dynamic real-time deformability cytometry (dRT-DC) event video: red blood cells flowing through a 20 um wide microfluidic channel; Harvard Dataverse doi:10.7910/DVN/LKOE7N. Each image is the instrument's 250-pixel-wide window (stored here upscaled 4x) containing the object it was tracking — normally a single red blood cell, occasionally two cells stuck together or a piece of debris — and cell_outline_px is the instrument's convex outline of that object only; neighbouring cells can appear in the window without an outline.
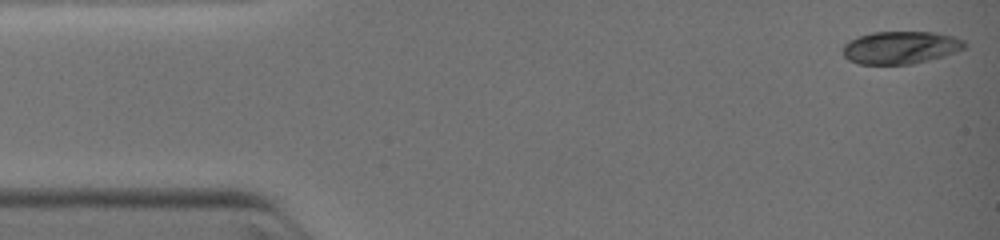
{"species": "common noctule bat (a hibernating species)", "species_latin": "Nyctalus noctula", "temperature_condition": "warm", "stored_images_in_passage": 44, "camera_frame_rate_fps": 3000, "um_per_image_px": 0.085, "animal": {"sex": "female", "body_mass_g": 19.0, "forearm_length_mm": 51.5}, "frame": {"image": 1, "passage_image": 1, "time_ms": 0.0, "image_size_px": [1000, 240], "cell_outline_px": [[968, 44], [964, 48], [956, 52], [944, 56], [912, 64], [860, 64], [848, 60], [844, 56], [840, 48], [848, 40], [872, 32], [932, 32], [952, 36], [964, 40]], "centroid_in_image_um": [76.52, 4.04], "position_along_channel_um": 8.5, "area_um2": 23.29}}
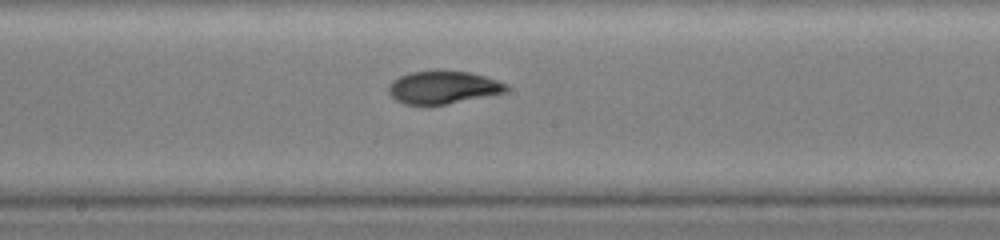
{"frame": {"image": 2, "passage_image": 24, "time_ms": 6.333, "image_size_px": [1000, 240], "cell_outline_px": [[508, 92], [428, 108], [404, 104], [396, 100], [388, 92], [388, 88], [392, 80], [408, 72], [436, 68], [440, 68], [468, 72], [484, 76], [508, 84]], "centroid_in_image_um": [37.62, 7.43], "position_along_channel_um": 210.6, "area_um2": 23.7}}
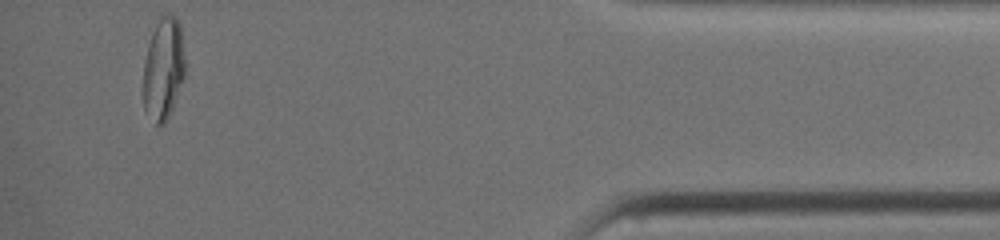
{"frame": {"image": 3, "passage_image": 44, "time_ms": 11.667, "image_size_px": [1000, 240], "cell_outline_px": [[184, 76], [172, 108], [164, 124], [156, 124], [144, 108], [144, 60], [148, 44], [152, 32], [160, 16], [164, 12], [176, 16], [180, 24], [184, 56]], "centroid_in_image_um": [13.89, 5.78], "position_along_channel_um": 421.3, "area_um2": 24.57}}